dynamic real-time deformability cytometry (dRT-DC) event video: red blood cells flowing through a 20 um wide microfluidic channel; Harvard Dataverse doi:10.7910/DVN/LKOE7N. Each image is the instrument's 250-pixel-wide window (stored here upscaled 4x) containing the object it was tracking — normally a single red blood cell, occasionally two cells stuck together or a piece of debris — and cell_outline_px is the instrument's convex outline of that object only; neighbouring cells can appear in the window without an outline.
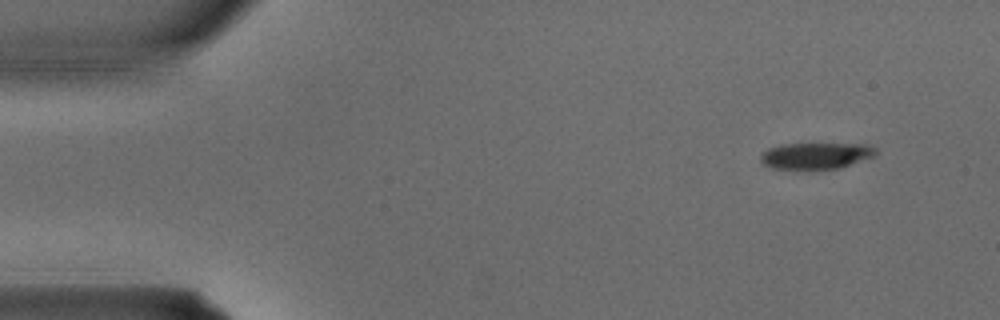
{"species": "common noctule bat (a hibernating species)", "species_latin": "Nyctalus noctula", "temperature_condition": "warm", "stored_images_in_passage": 3, "camera_frame_rate_fps": 3000, "um_per_image_px": 0.085, "animal": {"sex": "male", "body_mass_g": 15.6}, "frame": {"image": 1, "passage_image": 3, "time_ms": 0.667, "image_size_px": [1000, 320], "cell_outline_px": [[876, 156], [840, 168], [772, 168], [764, 164], [760, 160], [760, 156], [768, 148], [780, 144], [868, 144], [876, 148]], "centroid_in_image_um": [69.39, 13.22], "position_along_channel_um": 15.6, "area_um2": 17.51}}